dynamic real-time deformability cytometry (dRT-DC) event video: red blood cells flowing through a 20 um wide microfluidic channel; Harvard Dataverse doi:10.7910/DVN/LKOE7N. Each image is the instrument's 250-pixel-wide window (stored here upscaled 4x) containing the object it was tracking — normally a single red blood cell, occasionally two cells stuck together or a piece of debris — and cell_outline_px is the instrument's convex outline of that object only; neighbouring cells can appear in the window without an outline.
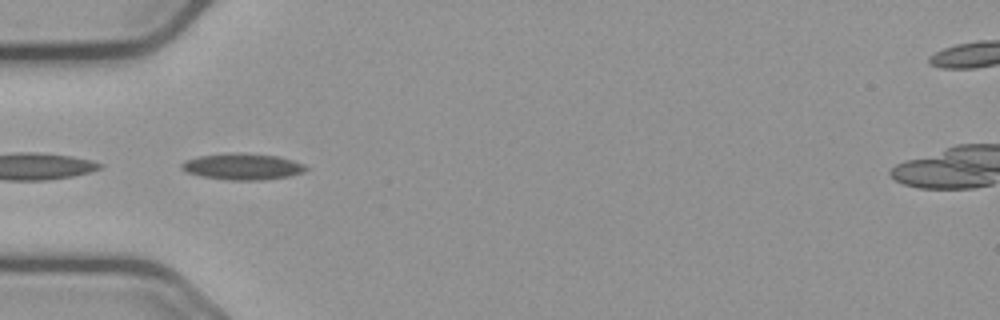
{"species": "common noctule bat (a hibernating species)", "species_latin": "Nyctalus noctula", "temperature_condition": "cold", "stored_images_in_passage": 6, "camera_frame_rate_fps": 3000, "um_per_image_px": 0.085, "animal": {"sex": "male", "body_mass_g": 23.1, "forearm_length_mm": 52.7}, "frame": {"image": 1, "passage_image": 4, "time_ms": 1.0, "image_size_px": [1000, 320], "cell_outline_px": [[308, 168], [304, 172], [288, 176], [264, 180], [228, 180], [200, 176], [188, 172], [180, 168], [180, 164], [184, 160], [200, 156], [228, 152], [240, 152], [276, 156], [292, 160], [304, 164]], "centroid_in_image_um": [20.59, 14.15], "position_along_channel_um": 64.4, "area_um2": 19.19}}